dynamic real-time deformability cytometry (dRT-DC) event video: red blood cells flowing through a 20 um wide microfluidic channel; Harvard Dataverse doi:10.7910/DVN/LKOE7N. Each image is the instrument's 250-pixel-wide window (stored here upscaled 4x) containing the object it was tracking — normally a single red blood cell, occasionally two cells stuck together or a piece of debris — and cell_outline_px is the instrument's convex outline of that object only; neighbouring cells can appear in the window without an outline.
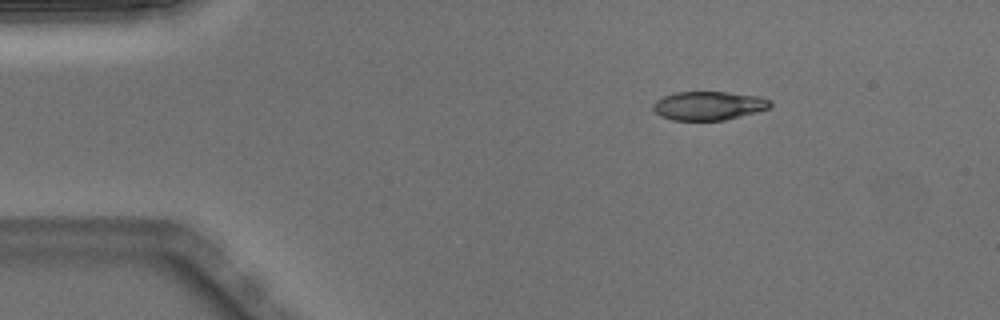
{"species": "Egyptian fruit bat (a non-hibernating species)", "species_latin": "Rousettus aegyptiacus", "temperature_condition": "warm", "stored_images_in_passage": 3, "camera_frame_rate_fps": 3000, "um_per_image_px": 0.085, "animal": {"sex": "male"}, "frame": {"image": 1, "passage_image": 2, "time_ms": 0.333, "image_size_px": [1000, 320], "cell_outline_px": [[772, 104], [768, 108], [724, 120], [672, 120], [660, 116], [652, 108], [652, 104], [656, 100], [664, 96], [676, 92], [724, 92], [760, 96], [768, 100]], "centroid_in_image_um": [60.17, 8.98], "position_along_channel_um": 24.8, "area_um2": 19.36}}